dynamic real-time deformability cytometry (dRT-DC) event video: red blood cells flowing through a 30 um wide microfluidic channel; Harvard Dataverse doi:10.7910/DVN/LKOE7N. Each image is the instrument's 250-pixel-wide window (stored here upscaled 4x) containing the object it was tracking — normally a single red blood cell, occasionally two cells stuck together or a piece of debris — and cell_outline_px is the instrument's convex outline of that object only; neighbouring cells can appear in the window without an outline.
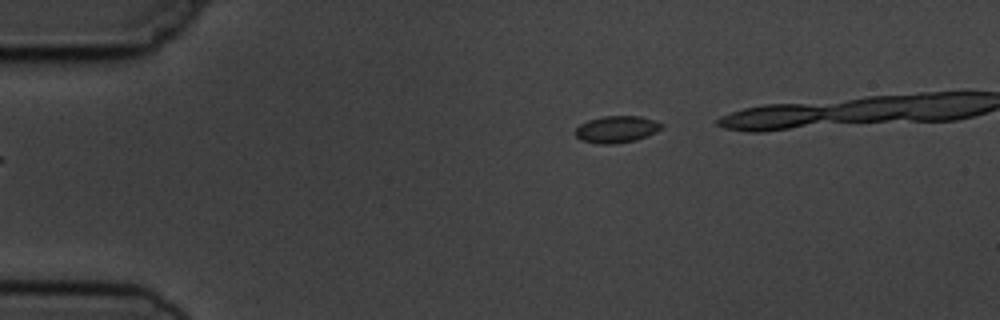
{"species": "common noctule bat (a hibernating species)", "species_latin": "Nyctalus noctula", "temperature_condition": "cold", "stored_images_in_passage": 2, "camera_frame_rate_fps": 3000, "um_per_image_px": 0.085, "animal": {"sex": "male", "body_mass_g": 19.5, "forearm_length_mm": 54.6}, "frame": {"image": 1, "passage_image": 2, "time_ms": 2.0, "image_size_px": [1000, 320], "cell_outline_px": [[664, 128], [656, 132], [636, 140], [612, 144], [600, 144], [580, 140], [576, 136], [576, 128], [580, 124], [588, 120], [604, 116], [640, 116], [664, 124]], "centroid_in_image_um": [52.42, 10.99], "position_along_channel_um": 32.6, "area_um2": 13.47}}